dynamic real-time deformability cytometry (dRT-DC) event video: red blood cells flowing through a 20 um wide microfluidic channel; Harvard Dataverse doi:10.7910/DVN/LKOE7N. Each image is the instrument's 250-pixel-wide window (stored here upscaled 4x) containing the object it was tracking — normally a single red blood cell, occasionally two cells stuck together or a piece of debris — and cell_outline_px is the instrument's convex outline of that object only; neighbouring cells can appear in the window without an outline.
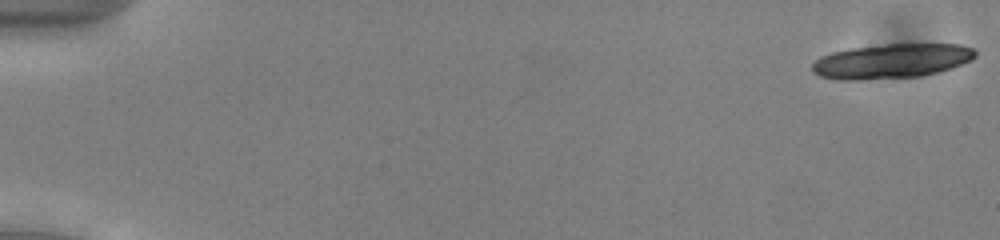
{"species": "common noctule bat (a hibernating species)", "species_latin": "Nyctalus noctula", "temperature_condition": "cold", "stored_images_in_passage": 21, "camera_frame_rate_fps": 3000, "um_per_image_px": 0.085, "animal": {"sex": "male", "body_mass_g": 13.0, "forearm_length_mm": 53.1}, "frame": {"image": 1, "passage_image": 1, "time_ms": 0.0, "image_size_px": [1000, 240], "cell_outline_px": [[976, 56], [972, 60], [952, 68], [920, 76], [860, 80], [836, 80], [820, 76], [812, 72], [812, 64], [820, 56], [832, 52], [848, 48], [888, 44], [960, 44], [972, 48], [976, 52]], "centroid_in_image_um": [75.75, 5.19], "position_along_channel_um": 9.2, "area_um2": 33.0}}